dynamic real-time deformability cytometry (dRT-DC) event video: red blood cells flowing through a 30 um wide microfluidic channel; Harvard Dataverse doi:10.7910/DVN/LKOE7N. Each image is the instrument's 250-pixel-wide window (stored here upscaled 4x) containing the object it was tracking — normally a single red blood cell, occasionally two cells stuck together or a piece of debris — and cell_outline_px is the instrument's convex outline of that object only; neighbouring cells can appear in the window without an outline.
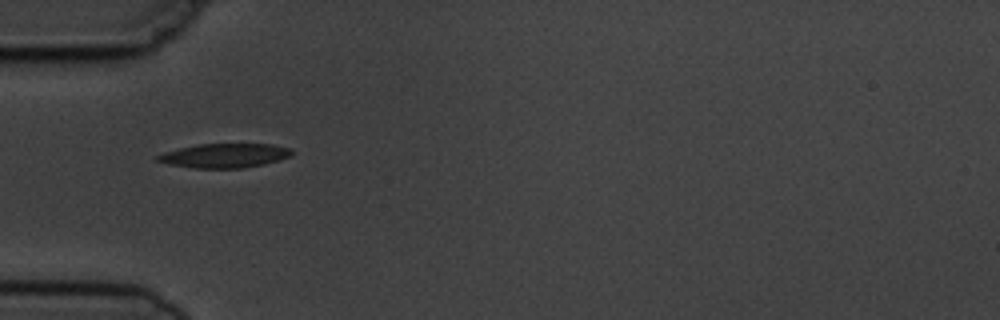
{"species": "common noctule bat (a hibernating species)", "species_latin": "Nyctalus noctula", "temperature_condition": "cold", "stored_images_in_passage": 13, "camera_frame_rate_fps": 3000, "um_per_image_px": 0.085, "animal": {"sex": "male", "body_mass_g": 19.5, "forearm_length_mm": 54.6}, "frame": {"image": 1, "passage_image": 3, "time_ms": 3.0, "image_size_px": [1000, 320], "cell_outline_px": [[292, 156], [280, 160], [264, 164], [244, 168], [196, 168], [168, 164], [156, 160], [156, 156], [164, 152], [180, 148], [200, 144], [272, 144], [292, 148]], "centroid_in_image_um": [19.13, 13.22], "position_along_channel_um": 65.9, "area_um2": 18.96}}
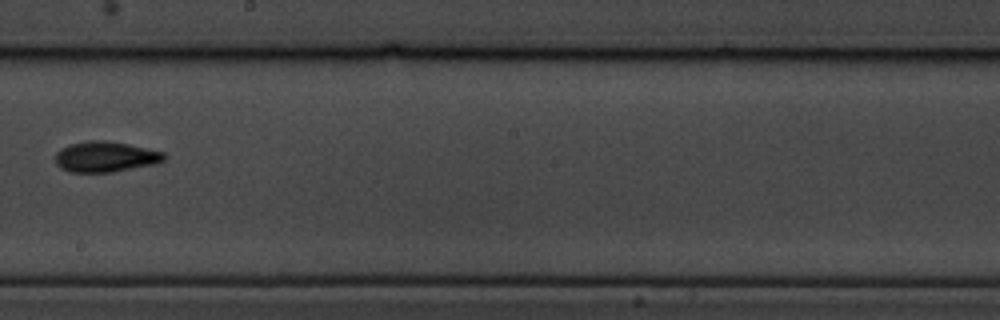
{"frame": {"image": 2, "passage_image": 7, "time_ms": 7.667, "image_size_px": [1000, 320], "cell_outline_px": [[168, 156], [164, 160], [152, 164], [112, 172], [68, 172], [60, 168], [56, 164], [56, 152], [60, 148], [68, 144], [92, 140], [96, 140], [128, 144], [164, 152]], "centroid_in_image_um": [8.93, 13.33], "position_along_channel_um": 239.3, "area_um2": 19.25}}
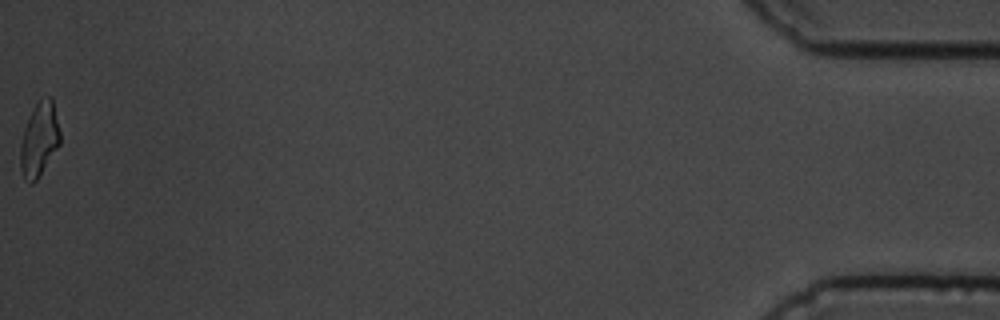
{"frame": {"image": 3, "passage_image": 13, "time_ms": 15.333, "image_size_px": [1000, 320], "cell_outline_px": [[60, 144], [36, 180], [32, 184], [24, 180], [20, 168], [20, 144], [24, 128], [32, 108], [40, 96], [52, 96], [60, 132]], "centroid_in_image_um": [3.33, 11.8], "position_along_channel_um": 431.9, "area_um2": 17.34}, "authors_computed_cell_mechanics": {"area_um2": 18.785, "velocity_mm_per_s": 3.754, "shape_relaxation_time_tau1_ms": 5.6566, "shape_relaxation_time_tau2_ms": 2.9218, "deformation_change_tau1": 0.1631, "deformation_change_tau2": 0.0911}}